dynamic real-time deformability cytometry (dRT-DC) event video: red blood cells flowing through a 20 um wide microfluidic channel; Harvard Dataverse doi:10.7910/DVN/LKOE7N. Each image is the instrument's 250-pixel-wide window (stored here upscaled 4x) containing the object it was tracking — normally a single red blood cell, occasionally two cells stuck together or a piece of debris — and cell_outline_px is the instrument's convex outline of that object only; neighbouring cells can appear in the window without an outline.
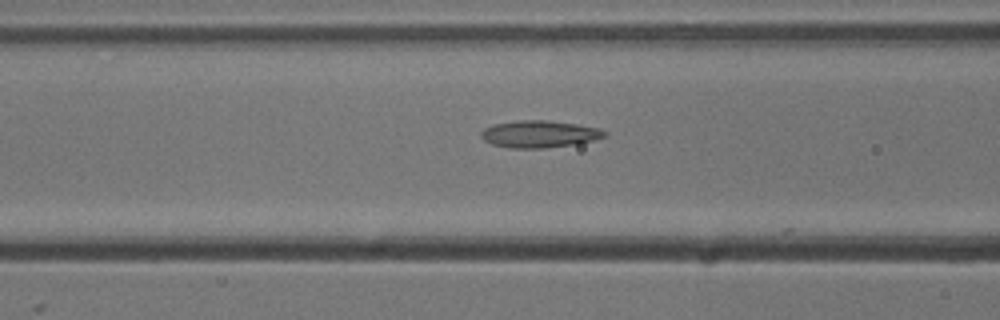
{"species": "common noctule bat (a hibernating species)", "species_latin": "Nyctalus noctula", "temperature_condition": "cold", "stored_images_in_passage": 8, "camera_frame_rate_fps": 3000, "um_per_image_px": 0.085, "animal": {"sex": "male", "body_mass_g": 13.3}, "frame": {"image": 1, "passage_image": 6, "time_ms": 1.667, "image_size_px": [1000, 320], "cell_outline_px": [[608, 136], [592, 140], [572, 144], [544, 148], [508, 148], [492, 144], [484, 140], [480, 136], [480, 132], [484, 128], [492, 124], [520, 120], [548, 120], [576, 124], [600, 128], [608, 132]], "centroid_in_image_um": [45.83, 11.39], "position_along_channel_um": 120.8, "area_um2": 19.54}}